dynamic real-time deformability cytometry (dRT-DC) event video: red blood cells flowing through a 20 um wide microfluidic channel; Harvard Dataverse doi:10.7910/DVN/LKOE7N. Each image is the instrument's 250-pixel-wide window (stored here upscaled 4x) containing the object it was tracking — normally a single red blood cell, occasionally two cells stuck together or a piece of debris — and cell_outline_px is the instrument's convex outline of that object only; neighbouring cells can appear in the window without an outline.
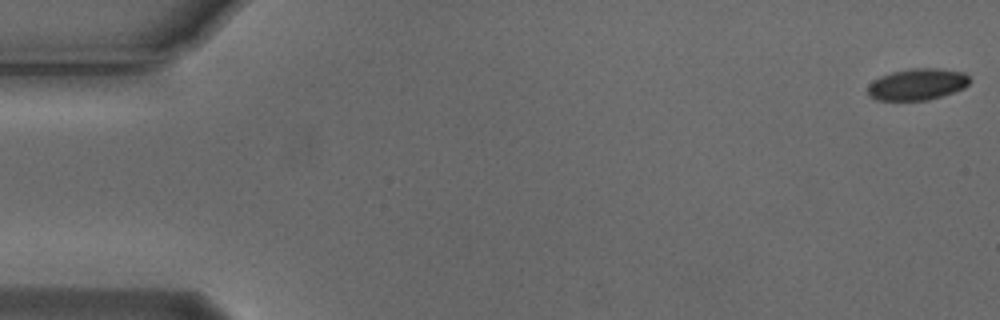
{"species": "Egyptian fruit bat (a non-hibernating species)", "species_latin": "Rousettus aegyptiacus", "temperature_condition": "cold", "stored_images_in_passage": 4, "camera_frame_rate_fps": 3000, "um_per_image_px": 0.085, "animal": {"sex": "male"}, "frame": {"image": 1, "passage_image": 1, "time_ms": 0.0, "image_size_px": [1000, 320], "cell_outline_px": [[972, 80], [964, 88], [928, 100], [876, 100], [868, 96], [868, 84], [872, 80], [880, 76], [892, 72], [912, 68], [940, 68], [964, 72]], "centroid_in_image_um": [77.96, 7.16], "position_along_channel_um": 7.0, "area_um2": 18.84}}